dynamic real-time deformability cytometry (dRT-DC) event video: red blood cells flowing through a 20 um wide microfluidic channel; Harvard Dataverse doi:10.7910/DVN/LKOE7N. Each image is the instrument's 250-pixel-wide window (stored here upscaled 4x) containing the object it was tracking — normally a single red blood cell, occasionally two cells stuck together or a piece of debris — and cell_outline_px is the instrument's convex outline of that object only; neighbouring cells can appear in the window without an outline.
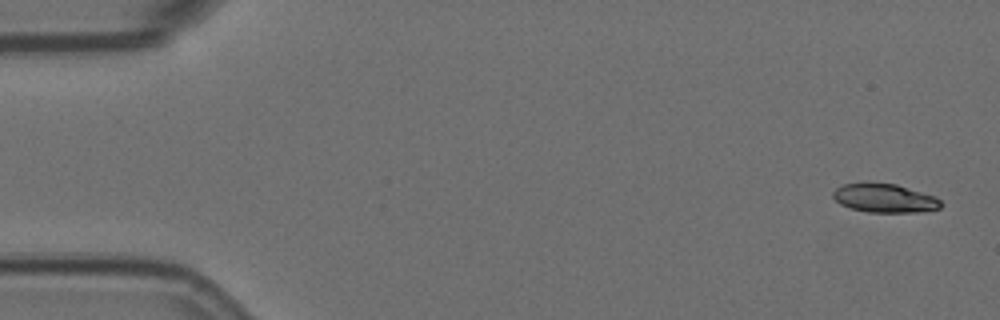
{"species": "Egyptian fruit bat (a non-hibernating species)", "species_latin": "Rousettus aegyptiacus", "temperature_condition": "room temperature", "stored_images_in_passage": 5, "camera_frame_rate_fps": 3000, "um_per_image_px": 0.085, "animal": {"sex": "female"}, "frame": {"image": 1, "passage_image": 1, "time_ms": 0.0, "image_size_px": [1000, 320], "cell_outline_px": [[940, 208], [916, 212], [868, 212], [852, 208], [840, 204], [832, 196], [832, 192], [836, 188], [844, 184], [868, 180], [896, 184], [936, 196], [940, 200]], "centroid_in_image_um": [75.14, 16.8], "position_along_channel_um": 9.9, "area_um2": 18.38}}
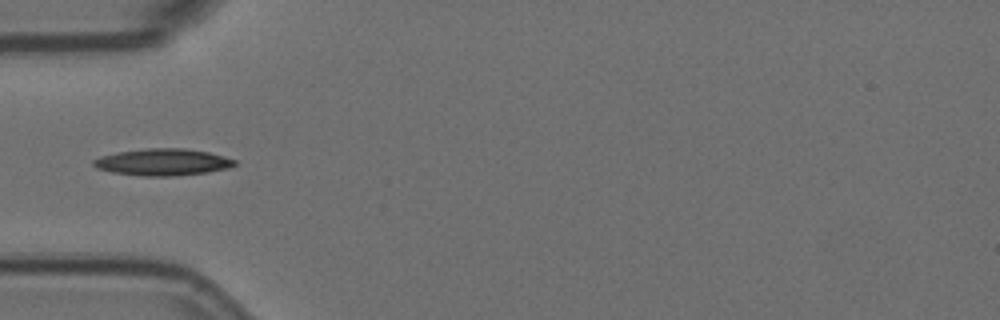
{"frame": {"image": 2, "passage_image": 5, "time_ms": 1.333, "image_size_px": [1000, 320], "cell_outline_px": [[236, 164], [228, 168], [208, 172], [176, 176], [144, 176], [112, 172], [96, 168], [92, 164], [92, 160], [100, 156], [116, 152], [148, 148], [184, 148], [208, 152], [224, 156], [236, 160]], "centroid_in_image_um": [13.82, 13.78], "position_along_channel_um": 71.2, "area_um2": 22.14}}